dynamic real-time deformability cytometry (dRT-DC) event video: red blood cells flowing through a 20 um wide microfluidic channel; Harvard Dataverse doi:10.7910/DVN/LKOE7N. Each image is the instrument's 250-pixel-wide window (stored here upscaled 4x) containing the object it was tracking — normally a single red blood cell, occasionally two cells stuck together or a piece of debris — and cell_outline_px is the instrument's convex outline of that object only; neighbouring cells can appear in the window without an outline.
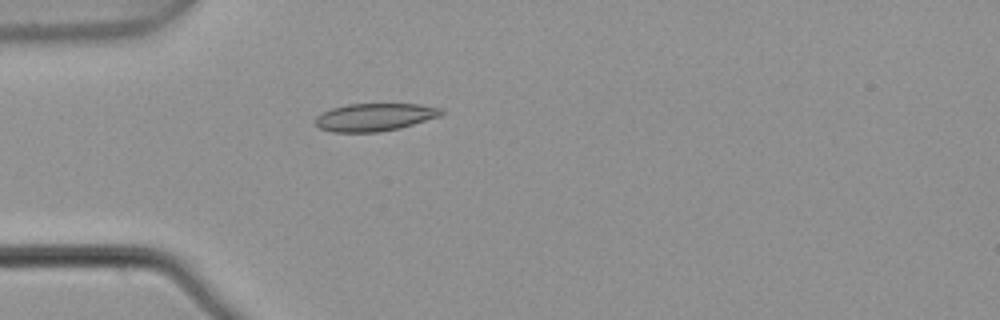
{"species": "common noctule bat (a hibernating species)", "species_latin": "Nyctalus noctula", "temperature_condition": "warm", "stored_images_in_passage": 1, "camera_frame_rate_fps": 3000, "um_per_image_px": 0.085, "animal": {"sex": "male", "body_mass_g": 21.5, "forearm_length_mm": 52.0}, "frame": {"image": 1, "passage_image": 1, "time_ms": 0.0, "image_size_px": [1000, 320], "cell_outline_px": [[444, 112], [440, 116], [400, 128], [380, 132], [332, 132], [320, 128], [312, 120], [320, 112], [332, 108], [348, 104], [420, 104], [444, 108]], "centroid_in_image_um": [31.83, 9.95], "position_along_channel_um": 53.2, "area_um2": 20.58}}